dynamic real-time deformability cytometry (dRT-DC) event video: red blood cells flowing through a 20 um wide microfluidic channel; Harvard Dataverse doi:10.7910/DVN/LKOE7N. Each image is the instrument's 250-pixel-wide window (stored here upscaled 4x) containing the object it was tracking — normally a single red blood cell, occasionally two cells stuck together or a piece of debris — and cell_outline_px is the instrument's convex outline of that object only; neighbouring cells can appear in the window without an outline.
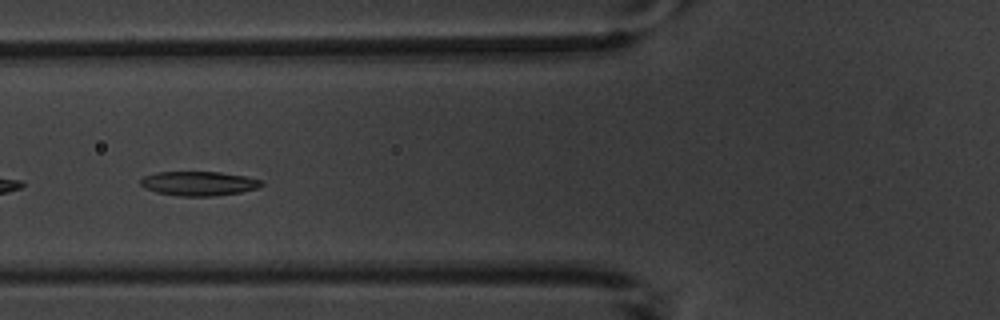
{"species": "common noctule bat (a hibernating species)", "species_latin": "Nyctalus noctula", "temperature_condition": "warm", "stored_images_in_passage": 6, "camera_frame_rate_fps": 3000, "um_per_image_px": 0.085, "animal": {"sex": "male", "body_mass_g": 20.1, "forearm_length_mm": 53.5}, "frame": {"image": 1, "passage_image": 4, "time_ms": 3.667, "image_size_px": [1000, 320], "cell_outline_px": [[264, 184], [260, 188], [240, 192], [216, 196], [180, 196], [156, 192], [140, 184], [140, 180], [144, 176], [156, 172], [220, 172], [244, 176], [260, 180]], "centroid_in_image_um": [16.92, 15.6], "position_along_channel_um": 108.9, "area_um2": 17.05}}
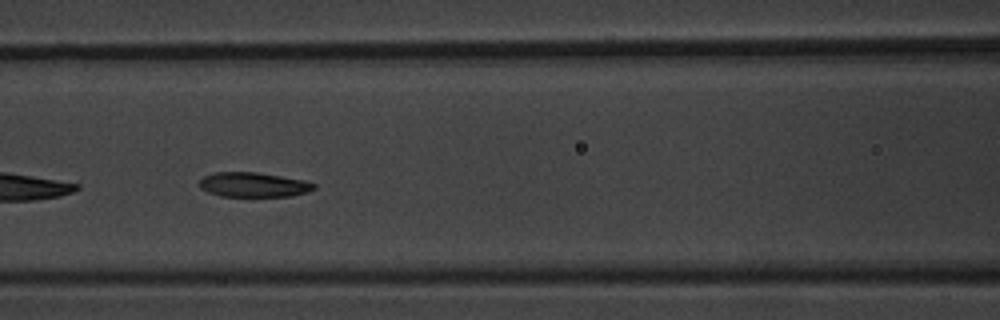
{"frame": {"image": 2, "passage_image": 5, "time_ms": 4.667, "image_size_px": [1000, 320], "cell_outline_px": [[316, 188], [308, 192], [292, 196], [220, 196], [208, 192], [200, 188], [200, 180], [204, 176], [216, 172], [256, 172], [304, 180], [316, 184]], "centroid_in_image_um": [21.56, 15.7], "position_along_channel_um": 145.0, "area_um2": 16.42}}
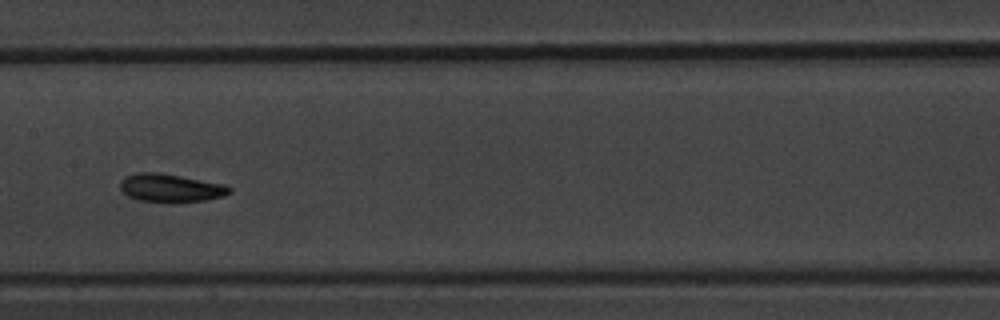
{"frame": {"image": 3, "passage_image": 6, "time_ms": 6.0, "image_size_px": [1000, 320], "cell_outline_px": [[232, 192], [224, 196], [204, 200], [168, 204], [136, 200], [128, 196], [120, 188], [120, 180], [124, 176], [140, 172], [160, 172], [224, 184], [232, 188]], "centroid_in_image_um": [14.48, 15.99], "position_along_channel_um": 192.9, "area_um2": 18.44}}